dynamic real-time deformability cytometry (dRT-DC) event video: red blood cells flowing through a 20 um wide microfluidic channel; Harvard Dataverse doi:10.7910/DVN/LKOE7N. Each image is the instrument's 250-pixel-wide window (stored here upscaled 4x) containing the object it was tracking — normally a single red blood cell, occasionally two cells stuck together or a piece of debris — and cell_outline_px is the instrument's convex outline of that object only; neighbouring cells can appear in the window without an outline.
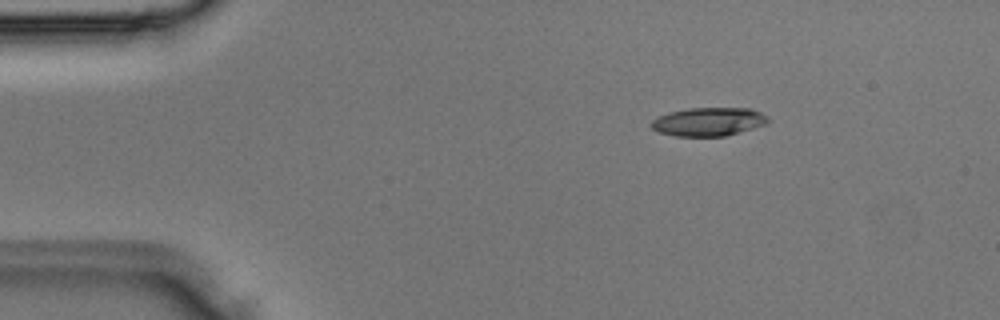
{"species": "Egyptian fruit bat (a non-hibernating species)", "species_latin": "Rousettus aegyptiacus", "temperature_condition": "room temperature", "stored_images_in_passage": 2, "camera_frame_rate_fps": 3000, "um_per_image_px": 0.085, "animal": {"sex": "male"}, "frame": {"image": 1, "passage_image": 1, "time_ms": 0.0, "image_size_px": [1000, 320], "cell_outline_px": [[772, 120], [764, 124], [752, 128], [724, 136], [676, 136], [660, 132], [652, 128], [648, 124], [656, 116], [668, 112], [688, 108], [752, 108], [768, 116]], "centroid_in_image_um": [60.2, 10.33], "position_along_channel_um": 24.8, "area_um2": 19.48}}